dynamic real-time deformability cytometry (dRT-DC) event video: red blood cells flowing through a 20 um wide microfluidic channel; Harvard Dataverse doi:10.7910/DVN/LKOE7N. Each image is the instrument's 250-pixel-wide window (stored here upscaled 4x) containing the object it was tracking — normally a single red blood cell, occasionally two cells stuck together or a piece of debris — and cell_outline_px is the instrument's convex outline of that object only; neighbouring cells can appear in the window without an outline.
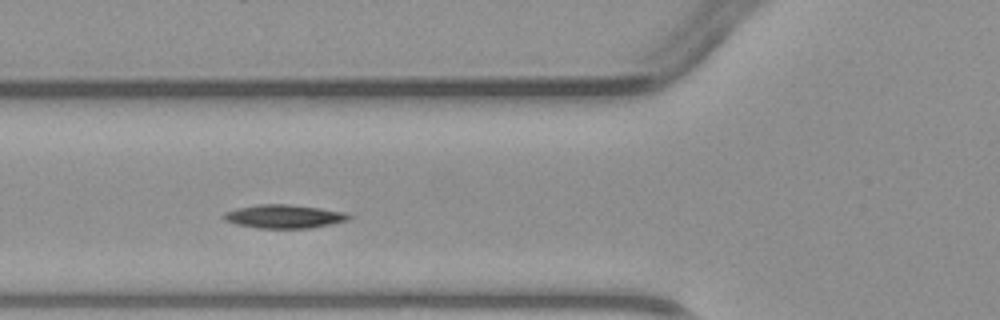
{"species": "common noctule bat (a hibernating species)", "species_latin": "Nyctalus noctula", "temperature_condition": "warm", "stored_images_in_passage": 4, "camera_frame_rate_fps": 3000, "um_per_image_px": 0.085, "animal": {"sex": "male", "body_mass_g": 23.1, "forearm_length_mm": 52.7}, "frame": {"image": 1, "passage_image": 3, "time_ms": 3.333, "image_size_px": [1000, 320], "cell_outline_px": [[352, 220], [308, 228], [260, 228], [236, 224], [224, 220], [220, 216], [224, 212], [236, 208], [260, 204], [288, 204], [320, 208], [344, 212], [352, 216]], "centroid_in_image_um": [24.13, 18.39], "position_along_channel_um": 101.7, "area_um2": 17.22}}
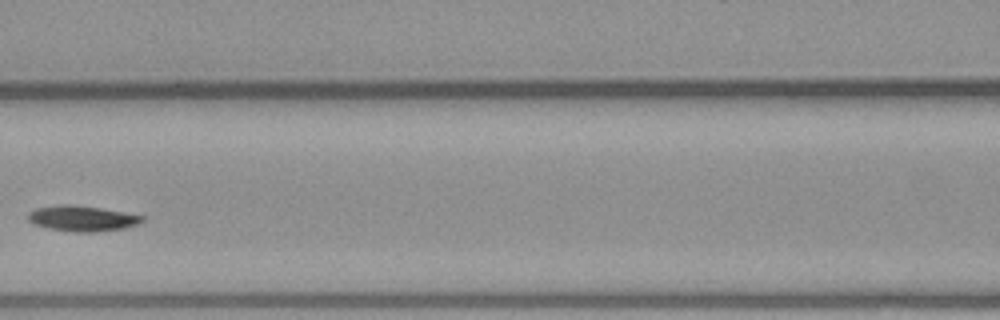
{"frame": {"image": 2, "passage_image": 4, "time_ms": 4.667, "image_size_px": [1000, 320], "cell_outline_px": [[144, 220], [136, 224], [124, 228], [96, 232], [76, 232], [48, 228], [32, 224], [28, 220], [28, 212], [36, 208], [60, 204], [68, 204], [100, 208], [124, 212], [144, 216]], "centroid_in_image_um": [6.95, 18.57], "position_along_channel_um": 159.7, "area_um2": 16.94}}